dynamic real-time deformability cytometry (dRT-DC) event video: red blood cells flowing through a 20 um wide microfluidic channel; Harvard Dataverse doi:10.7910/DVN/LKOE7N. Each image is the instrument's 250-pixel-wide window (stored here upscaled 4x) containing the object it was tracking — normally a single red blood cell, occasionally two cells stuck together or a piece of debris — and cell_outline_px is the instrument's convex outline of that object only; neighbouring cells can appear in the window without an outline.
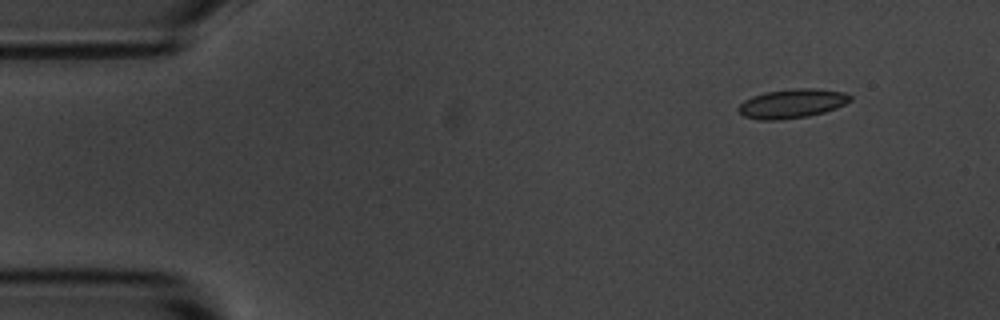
{"species": "common noctule bat (a hibernating species)", "species_latin": "Nyctalus noctula", "temperature_condition": "room temperature", "stored_images_in_passage": 5, "camera_frame_rate_fps": 3000, "um_per_image_px": 0.085, "animal": {"sex": "male", "body_mass_g": 20.1, "forearm_length_mm": 53.5}, "frame": {"image": 1, "passage_image": 1, "time_ms": 0.0, "image_size_px": [1000, 320], "cell_outline_px": [[852, 100], [836, 108], [824, 112], [808, 116], [780, 120], [760, 120], [744, 116], [736, 108], [744, 100], [752, 96], [764, 92], [796, 88], [812, 88], [844, 92], [852, 96]], "centroid_in_image_um": [67.31, 8.8], "position_along_channel_um": 17.7, "area_um2": 19.02}}
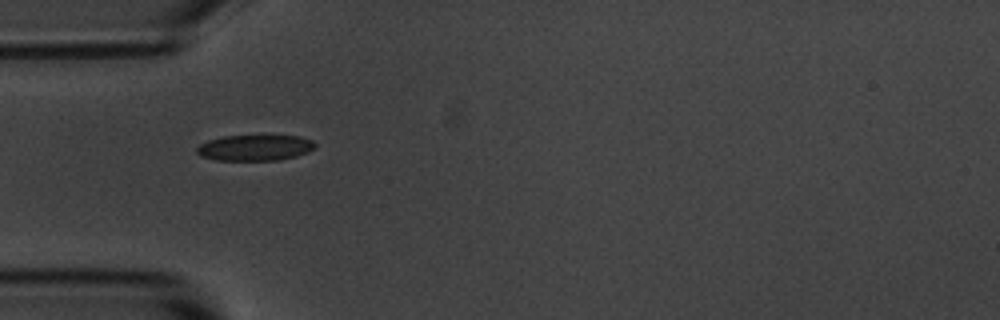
{"frame": {"image": 2, "passage_image": 4, "time_ms": 3.667, "image_size_px": [1000, 320], "cell_outline_px": [[316, 144], [308, 152], [296, 156], [276, 160], [216, 160], [200, 156], [196, 152], [196, 148], [200, 144], [208, 140], [224, 136], [300, 136], [312, 140]], "centroid_in_image_um": [21.64, 12.56], "position_along_channel_um": 63.4, "area_um2": 17.69}}